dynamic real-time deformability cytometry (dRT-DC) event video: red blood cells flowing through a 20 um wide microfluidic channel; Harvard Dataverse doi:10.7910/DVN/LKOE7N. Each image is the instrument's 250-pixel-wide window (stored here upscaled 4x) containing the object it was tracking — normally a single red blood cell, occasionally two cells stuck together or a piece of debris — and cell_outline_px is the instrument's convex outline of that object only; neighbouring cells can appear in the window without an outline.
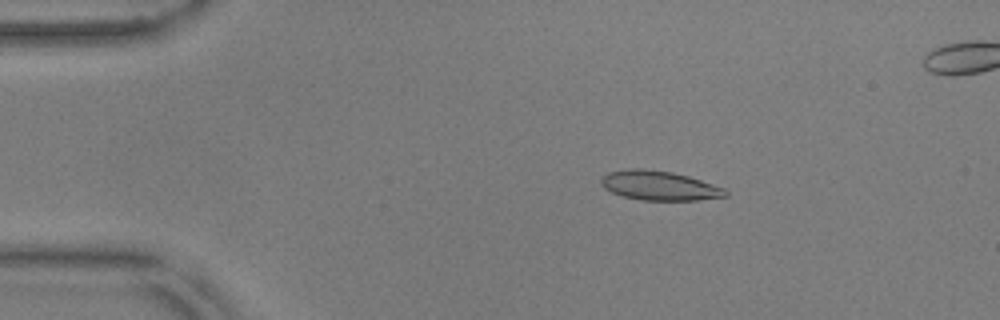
{"species": "common noctule bat (a hibernating species)", "species_latin": "Nyctalus noctula", "temperature_condition": "warm", "stored_images_in_passage": 56, "camera_frame_rate_fps": 3000, "um_per_image_px": 0.085, "animal": {"sex": "male", "body_mass_g": 17.9, "forearm_length_mm": 54.2}, "frame": {"image": 1, "passage_image": 10, "time_ms": 3.0, "image_size_px": [1000, 320], "cell_outline_px": [[728, 196], [696, 200], [640, 200], [620, 196], [604, 188], [600, 184], [600, 180], [608, 172], [628, 168], [640, 168], [672, 172], [688, 176], [724, 188], [728, 192]], "centroid_in_image_um": [56.0, 15.78], "position_along_channel_um": 29.0, "area_um2": 21.33}}
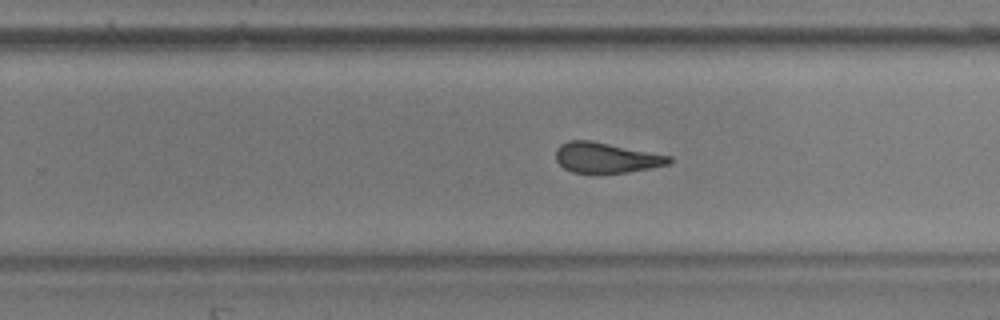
{"frame": {"image": 2, "passage_image": 35, "time_ms": 11.333, "image_size_px": [1000, 320], "cell_outline_px": [[672, 160], [668, 164], [652, 168], [628, 172], [572, 172], [564, 168], [556, 160], [556, 148], [560, 144], [568, 140], [592, 140], [672, 156]], "centroid_in_image_um": [51.52, 13.38], "position_along_channel_um": 278.3, "area_um2": 20.0}}
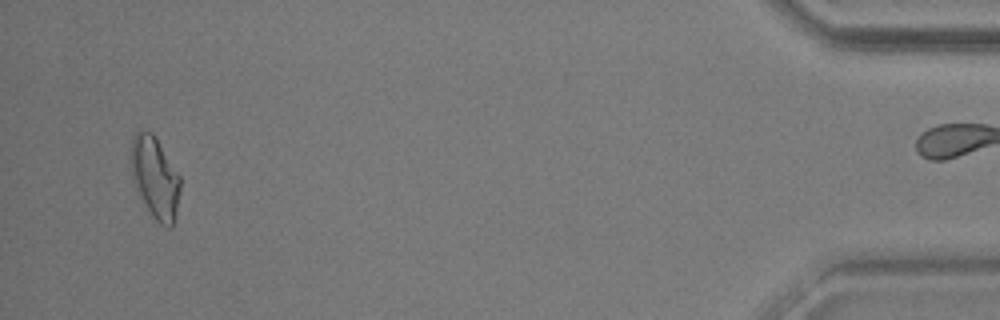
{"frame": {"image": 3, "passage_image": 53, "time_ms": 17.333, "image_size_px": [1000, 320], "cell_outline_px": [[180, 192], [172, 224], [168, 228], [160, 224], [152, 216], [136, 188], [132, 180], [132, 136], [136, 132], [152, 132], [180, 176]], "centroid_in_image_um": [13.18, 15.1], "position_along_channel_um": 422.0, "area_um2": 22.72}, "authors_computed_cell_mechanics": {"area_um2": 21.2704, "velocity_mm_per_s": 3.6754, "shape_relaxation_time_tau1_ms": null, "shape_relaxation_time_tau2_ms": 1.9175, "deformation_change_tau1": null, "deformation_change_tau2": 0.0907}}